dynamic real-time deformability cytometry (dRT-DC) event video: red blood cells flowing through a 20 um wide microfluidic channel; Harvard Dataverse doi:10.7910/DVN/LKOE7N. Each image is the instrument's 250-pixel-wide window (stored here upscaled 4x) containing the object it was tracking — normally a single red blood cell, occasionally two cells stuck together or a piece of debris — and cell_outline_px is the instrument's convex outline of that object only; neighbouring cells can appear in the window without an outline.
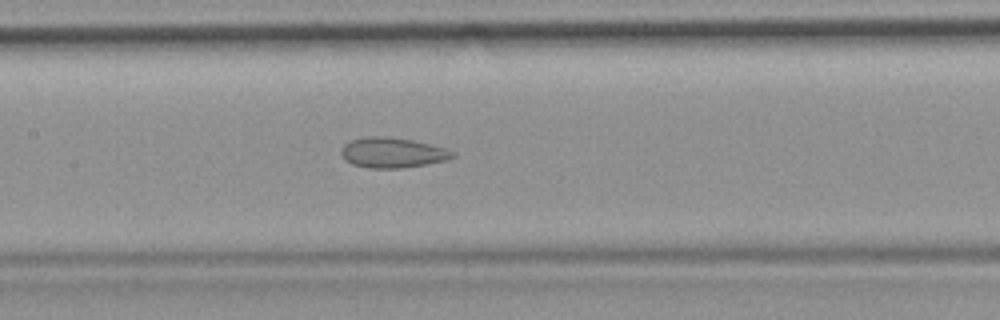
{"species": "common noctule bat (a hibernating species)", "species_latin": "Nyctalus noctula", "temperature_condition": "room temperature", "stored_images_in_passage": 39, "camera_frame_rate_fps": 3000, "um_per_image_px": 0.085, "animal": {"sex": "female", "body_mass_g": 19.9}, "frame": {"image": 1, "passage_image": 12, "time_ms": 3.667, "image_size_px": [1000, 320], "cell_outline_px": [[456, 156], [448, 160], [400, 168], [368, 168], [352, 164], [344, 160], [340, 152], [344, 144], [352, 140], [368, 136], [388, 136], [412, 140], [444, 148], [456, 152]], "centroid_in_image_um": [33.35, 12.98], "position_along_channel_um": 174.1, "area_um2": 19.59}, "authors_computed_cell_mechanics": {"area_um2": 21.097, "velocity_mm_per_s": 3.8988, "shape_relaxation_time_tau1_ms": null, "shape_relaxation_time_tau2_ms": 1.4025, "deformation_change_tau1": null, "deformation_change_tau2": 0.0596}}